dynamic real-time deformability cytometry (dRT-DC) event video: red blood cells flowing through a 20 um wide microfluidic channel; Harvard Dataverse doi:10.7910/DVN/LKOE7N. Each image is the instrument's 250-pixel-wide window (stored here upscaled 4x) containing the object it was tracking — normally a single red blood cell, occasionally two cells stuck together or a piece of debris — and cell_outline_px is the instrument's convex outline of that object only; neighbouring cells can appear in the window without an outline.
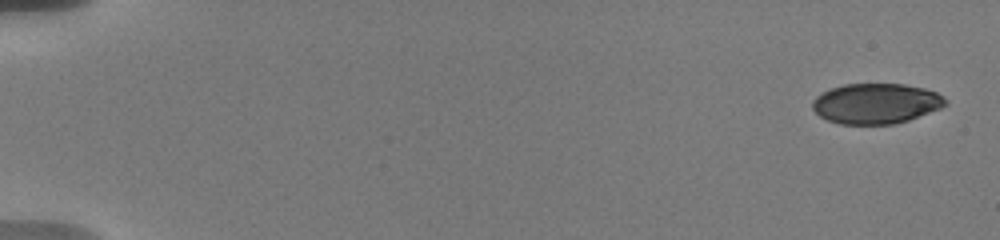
{"species": "human", "species_latin": "Homo sapiens", "temperature_condition": "warm", "stored_images_in_passage": 7, "camera_frame_rate_fps": 3000, "um_per_image_px": 0.085, "donor": {"sex": "male"}, "frame": {"image": 1, "passage_image": 1, "time_ms": 0.0, "image_size_px": [1000, 240], "cell_outline_px": [[948, 104], [940, 108], [908, 120], [892, 124], [840, 124], [828, 120], [820, 116], [812, 108], [812, 100], [816, 96], [832, 88], [844, 84], [904, 84], [924, 88], [936, 92], [948, 100]], "centroid_in_image_um": [74.46, 8.8], "position_along_channel_um": 10.5, "area_um2": 31.15}}
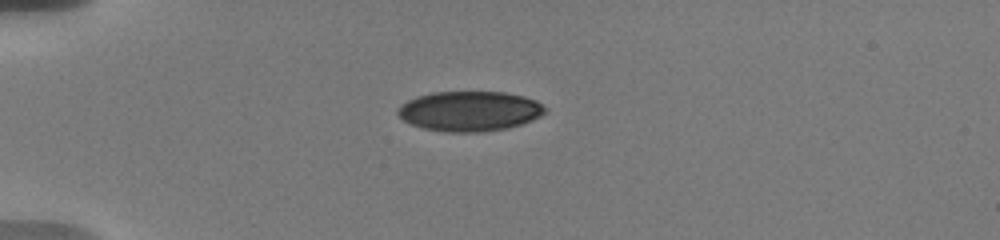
{"frame": {"image": 2, "passage_image": 5, "time_ms": 4.667, "image_size_px": [1000, 240], "cell_outline_px": [[548, 112], [532, 120], [508, 128], [484, 132], [448, 132], [424, 128], [412, 124], [404, 120], [396, 112], [396, 108], [400, 104], [416, 96], [432, 92], [508, 92], [524, 96], [536, 100], [548, 108]], "centroid_in_image_um": [39.94, 9.44], "position_along_channel_um": 45.1, "area_um2": 34.62}}
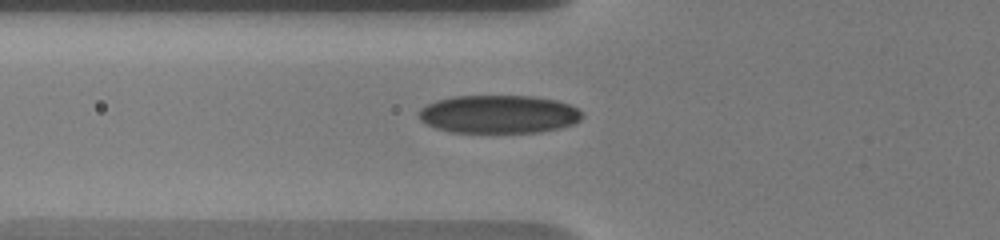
{"frame": {"image": 3, "passage_image": 7, "time_ms": 6.667, "image_size_px": [1000, 240], "cell_outline_px": [[584, 116], [580, 120], [572, 124], [560, 128], [540, 132], [452, 132], [436, 128], [424, 124], [416, 116], [416, 112], [420, 108], [436, 100], [452, 96], [532, 96], [556, 100], [568, 104], [576, 108]], "centroid_in_image_um": [42.33, 9.71], "position_along_channel_um": 83.5, "area_um2": 36.53}}